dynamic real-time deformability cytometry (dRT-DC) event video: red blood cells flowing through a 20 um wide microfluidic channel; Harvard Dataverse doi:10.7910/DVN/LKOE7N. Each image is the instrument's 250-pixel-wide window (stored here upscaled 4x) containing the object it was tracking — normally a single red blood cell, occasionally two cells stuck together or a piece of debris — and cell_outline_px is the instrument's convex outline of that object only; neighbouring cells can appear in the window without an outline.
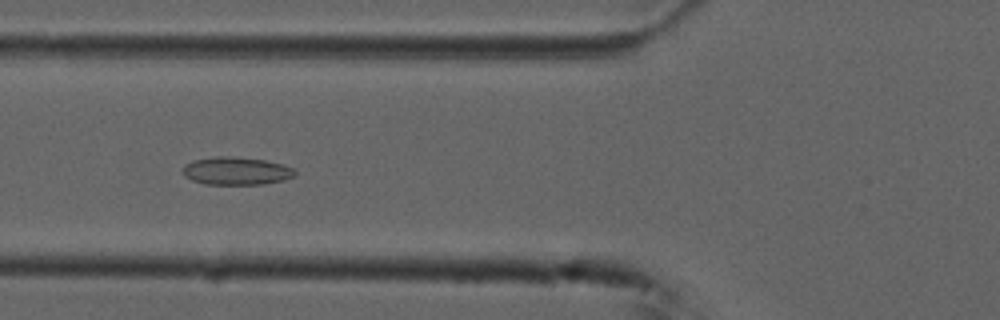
{"species": "common noctule bat (a hibernating species)", "species_latin": "Nyctalus noctula", "temperature_condition": "cold", "stored_images_in_passage": 56, "segment_of_instrument_passage": [1, 2], "camera_frame_rate_fps": 3000, "um_per_image_px": 0.085, "animal": {"sex": "male", "forearm_length_mm": 52.5}, "frame": {"image": 1, "passage_image": 21, "time_ms": 6.667, "image_size_px": [1000, 320], "cell_outline_px": [[296, 176], [284, 180], [264, 184], [204, 184], [192, 180], [184, 176], [180, 172], [184, 164], [192, 160], [216, 156], [232, 156], [264, 160], [296, 168]], "centroid_in_image_um": [20.06, 14.53], "position_along_channel_um": 105.7, "area_um2": 18.5}}
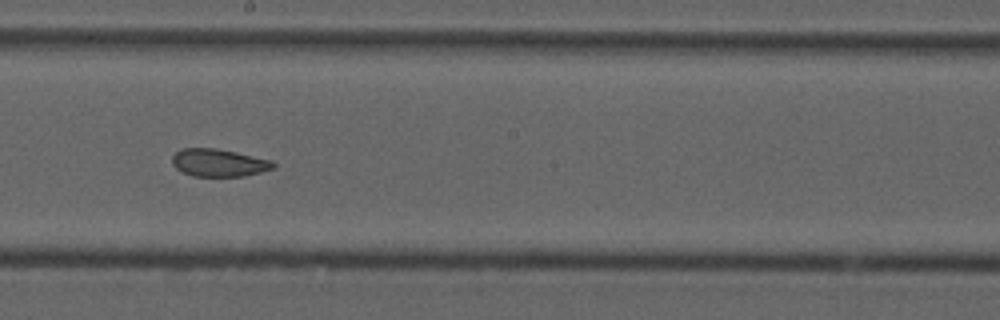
{"frame": {"image": 2, "passage_image": 31, "time_ms": 10.0, "image_size_px": [1000, 320], "cell_outline_px": [[276, 168], [244, 176], [192, 176], [176, 168], [172, 164], [172, 156], [176, 152], [184, 148], [216, 148], [236, 152], [272, 160], [276, 164]], "centroid_in_image_um": [18.62, 13.83], "position_along_channel_um": 229.6, "area_um2": 16.3}}
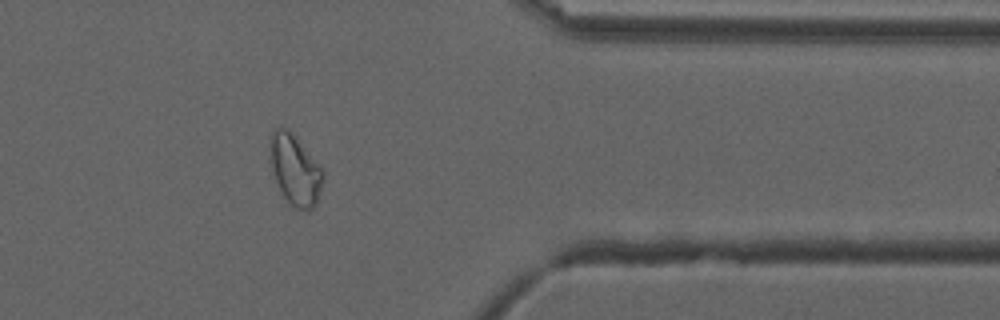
{"frame": {"image": 3, "passage_image": 45, "time_ms": 14.667, "image_size_px": [1000, 320], "cell_outline_px": [[324, 176], [320, 192], [316, 204], [308, 212], [292, 208], [284, 196], [276, 180], [272, 168], [272, 132], [276, 128], [288, 128], [324, 172]], "centroid_in_image_um": [25.12, 14.52], "position_along_channel_um": 386.3, "area_um2": 21.04}}